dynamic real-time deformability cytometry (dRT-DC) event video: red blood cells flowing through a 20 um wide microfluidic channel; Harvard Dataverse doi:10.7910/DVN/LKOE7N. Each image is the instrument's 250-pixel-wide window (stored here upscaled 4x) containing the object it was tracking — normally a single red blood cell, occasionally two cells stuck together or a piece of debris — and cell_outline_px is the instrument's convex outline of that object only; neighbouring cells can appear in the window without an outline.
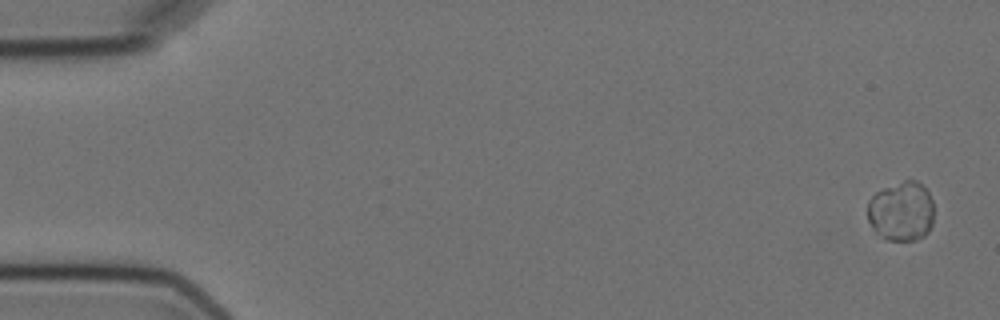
{"species": "Egyptian fruit bat (a non-hibernating species)", "species_latin": "Rousettus aegyptiacus", "temperature_condition": "cold", "stored_images_in_passage": 5, "camera_frame_rate_fps": 3000, "um_per_image_px": 0.085, "animal": {"sex": "female"}, "frame": {"image": 1, "passage_image": 1, "time_ms": 0.0, "image_size_px": [1000, 320], "cell_outline_px": [[932, 224], [928, 232], [924, 236], [916, 240], [884, 240], [872, 228], [868, 220], [868, 200], [876, 192], [884, 188], [904, 180], [916, 180], [928, 192], [932, 200]], "centroid_in_image_um": [76.6, 17.98], "position_along_channel_um": 8.4, "area_um2": 23.06}}
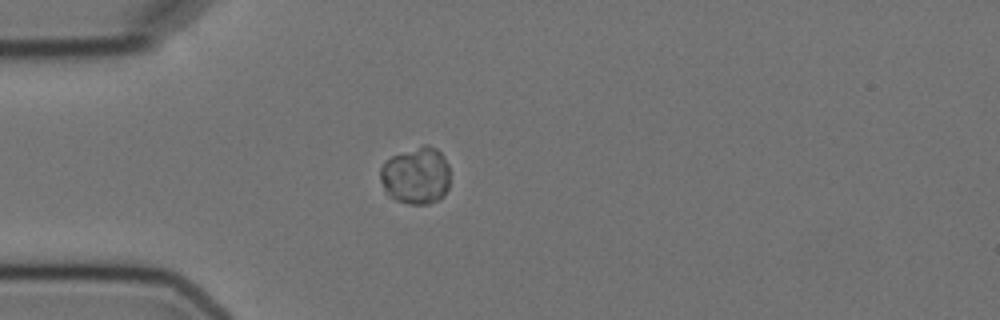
{"frame": {"image": 2, "passage_image": 5, "time_ms": 4.667, "image_size_px": [1000, 320], "cell_outline_px": [[448, 188], [444, 196], [440, 200], [428, 204], [408, 204], [396, 200], [388, 196], [380, 180], [380, 168], [392, 156], [424, 144], [428, 144], [436, 148], [444, 156], [448, 164]], "centroid_in_image_um": [35.37, 14.94], "position_along_channel_um": 49.6, "area_um2": 23.35}}